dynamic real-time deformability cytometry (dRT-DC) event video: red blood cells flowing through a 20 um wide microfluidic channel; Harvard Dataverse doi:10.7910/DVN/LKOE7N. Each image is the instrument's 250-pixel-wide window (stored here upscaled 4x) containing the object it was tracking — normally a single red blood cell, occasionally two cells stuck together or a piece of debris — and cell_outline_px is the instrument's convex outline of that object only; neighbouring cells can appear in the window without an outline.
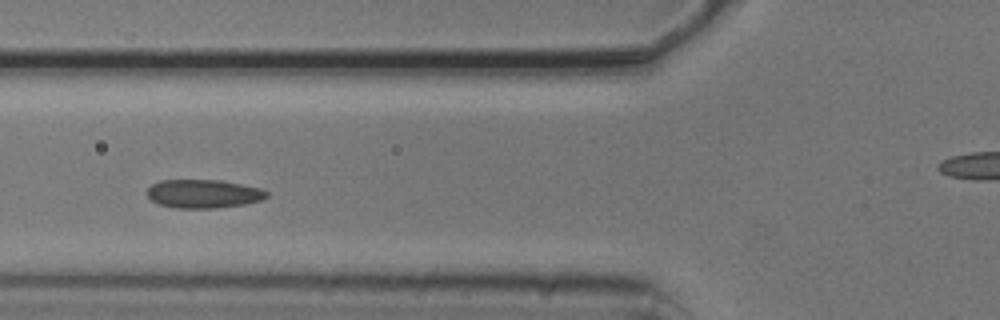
{"species": "common noctule bat (a hibernating species)", "species_latin": "Nyctalus noctula", "temperature_condition": "cold", "stored_images_in_passage": 6, "camera_frame_rate_fps": 3000, "um_per_image_px": 0.085, "animal": {"sex": "male", "body_mass_g": 20.5, "forearm_length_mm": 52.5}, "frame": {"image": 1, "passage_image": 5, "time_ms": 1.333, "image_size_px": [1000, 320], "cell_outline_px": [[268, 196], [264, 200], [244, 204], [216, 208], [172, 208], [160, 204], [152, 200], [148, 196], [148, 188], [152, 184], [160, 180], [220, 180], [260, 188], [268, 192]], "centroid_in_image_um": [17.31, 16.47], "position_along_channel_um": 108.5, "area_um2": 19.88}}
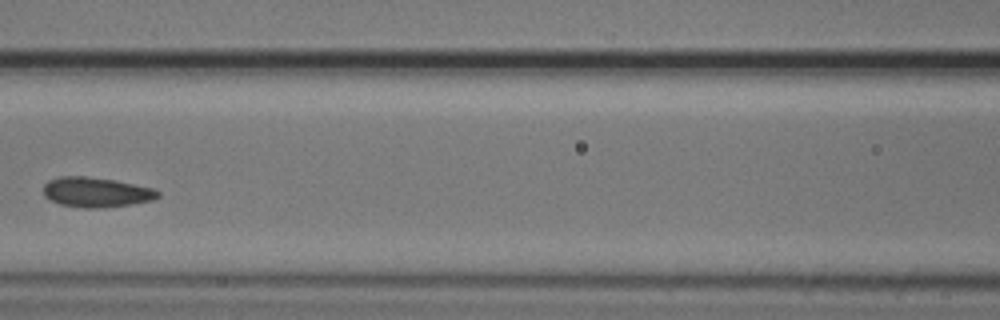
{"frame": {"image": 2, "passage_image": 6, "time_ms": 1.667, "image_size_px": [1000, 320], "cell_outline_px": [[160, 196], [152, 200], [104, 208], [84, 208], [60, 204], [48, 200], [44, 196], [44, 184], [48, 180], [60, 176], [84, 176], [116, 180], [152, 188], [160, 192]], "centroid_in_image_um": [8.14, 16.33], "position_along_channel_um": 158.5, "area_um2": 20.0}}